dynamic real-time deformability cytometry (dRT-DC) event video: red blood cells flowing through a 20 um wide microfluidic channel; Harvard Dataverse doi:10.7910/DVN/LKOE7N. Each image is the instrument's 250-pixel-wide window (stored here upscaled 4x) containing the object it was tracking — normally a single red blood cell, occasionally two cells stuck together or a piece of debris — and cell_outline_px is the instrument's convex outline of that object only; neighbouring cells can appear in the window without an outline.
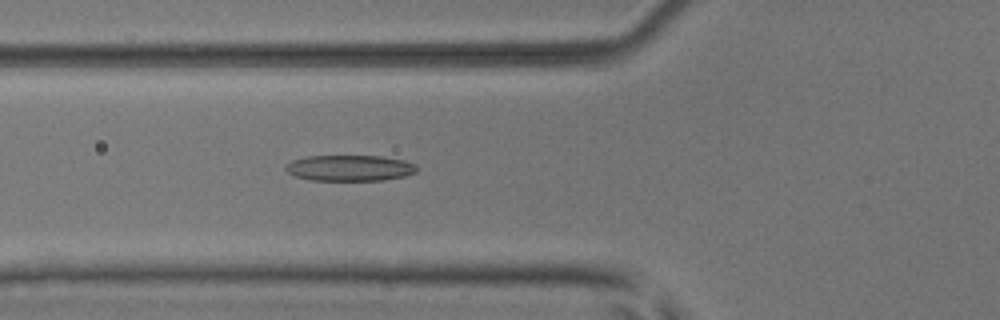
{"species": "common noctule bat (a hibernating species)", "species_latin": "Nyctalus noctula", "temperature_condition": "room temperature", "stored_images_in_passage": 47, "camera_frame_rate_fps": 3000, "um_per_image_px": 0.085, "animal": {"sex": "male", "body_mass_g": 17.9, "forearm_length_mm": 54.2}, "frame": {"image": 1, "passage_image": 14, "time_ms": 4.333, "image_size_px": [1000, 320], "cell_outline_px": [[416, 172], [404, 176], [384, 180], [308, 180], [296, 176], [288, 172], [284, 168], [292, 160], [308, 156], [380, 156], [404, 160], [416, 164]], "centroid_in_image_um": [29.73, 14.28], "position_along_channel_um": 96.1, "area_um2": 19.71}}
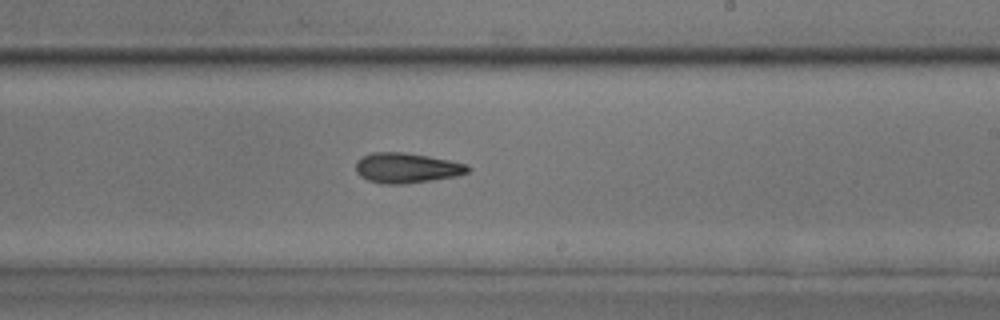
{"frame": {"image": 2, "passage_image": 26, "time_ms": 8.333, "image_size_px": [1000, 320], "cell_outline_px": [[472, 168], [468, 172], [456, 176], [432, 180], [400, 184], [380, 184], [368, 180], [360, 176], [356, 172], [356, 160], [372, 152], [404, 152], [428, 156], [468, 164]], "centroid_in_image_um": [34.56, 14.27], "position_along_channel_um": 254.4, "area_um2": 19.71}}
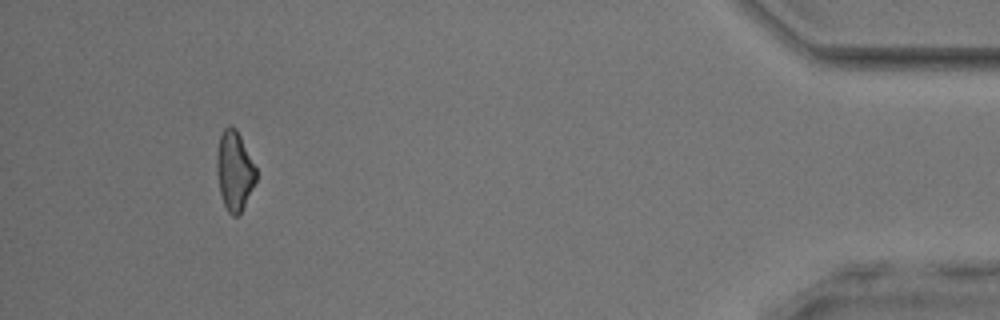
{"frame": {"image": 3, "passage_image": 43, "time_ms": 14.0, "image_size_px": [1000, 320], "cell_outline_px": [[256, 180], [240, 212], [236, 216], [232, 216], [228, 212], [224, 204], [220, 192], [216, 172], [216, 156], [220, 136], [224, 128], [228, 124], [236, 128], [256, 168]], "centroid_in_image_um": [19.9, 14.48], "position_along_channel_um": 415.3, "area_um2": 17.92}, "authors_computed_cell_mechanics": {"area_um2": 19.1896, "velocity_mm_per_s": 3.9699, "shape_relaxation_time_tau1_ms": 5.3142, "shape_relaxation_time_tau2_ms": 6.1133, "deformation_change_tau1": 0.1665, "deformation_change_tau2": 0.1988}}